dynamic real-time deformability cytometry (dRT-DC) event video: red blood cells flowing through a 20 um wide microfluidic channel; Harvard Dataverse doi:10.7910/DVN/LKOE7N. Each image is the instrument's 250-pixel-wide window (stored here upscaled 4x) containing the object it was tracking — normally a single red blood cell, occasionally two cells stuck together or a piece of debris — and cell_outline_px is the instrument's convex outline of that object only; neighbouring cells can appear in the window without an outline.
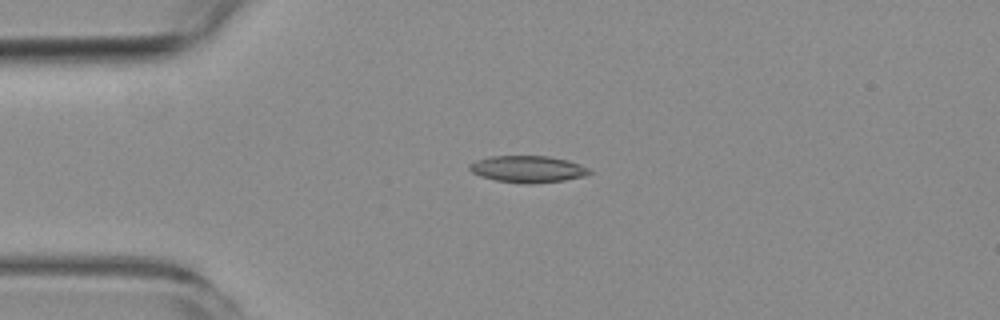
{"species": "common noctule bat (a hibernating species)", "species_latin": "Nyctalus noctula", "temperature_condition": "room temperature", "stored_images_in_passage": 3, "camera_frame_rate_fps": 3000, "um_per_image_px": 0.085, "animal": {"sex": "female", "body_mass_g": 19.3, "forearm_length_mm": 54.1}, "frame": {"image": 1, "passage_image": 2, "time_ms": 1.0, "image_size_px": [1000, 320], "cell_outline_px": [[592, 172], [584, 176], [564, 180], [528, 184], [524, 184], [496, 180], [480, 176], [472, 172], [468, 168], [468, 164], [476, 160], [492, 156], [548, 156], [568, 160], [580, 164], [588, 168]], "centroid_in_image_um": [44.84, 14.37], "position_along_channel_um": 40.2, "area_um2": 18.67}}